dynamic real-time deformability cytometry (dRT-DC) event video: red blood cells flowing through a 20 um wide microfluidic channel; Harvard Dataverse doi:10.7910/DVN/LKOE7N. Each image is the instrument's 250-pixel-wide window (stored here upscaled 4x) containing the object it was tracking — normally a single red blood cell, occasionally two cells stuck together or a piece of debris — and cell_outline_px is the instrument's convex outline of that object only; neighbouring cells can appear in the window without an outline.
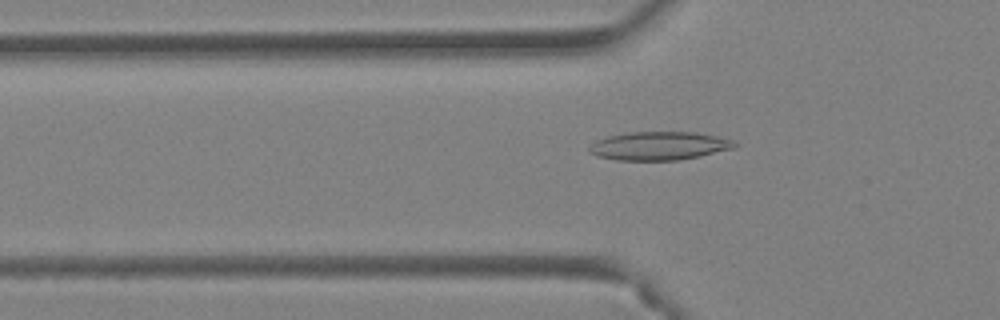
{"species": "Egyptian fruit bat (a non-hibernating species)", "species_latin": "Rousettus aegyptiacus", "temperature_condition": "warm", "stored_images_in_passage": 38, "camera_frame_rate_fps": 3000, "um_per_image_px": 0.085, "animal": {"sex": "female"}, "frame": {"image": 1, "passage_image": 8, "time_ms": 2.333, "image_size_px": [1000, 320], "cell_outline_px": [[740, 144], [736, 148], [700, 156], [676, 160], [616, 160], [596, 156], [588, 152], [588, 144], [596, 140], [608, 136], [628, 132], [692, 132], [716, 136], [732, 140]], "centroid_in_image_um": [56.0, 12.4], "position_along_channel_um": 69.8, "area_um2": 24.28}}
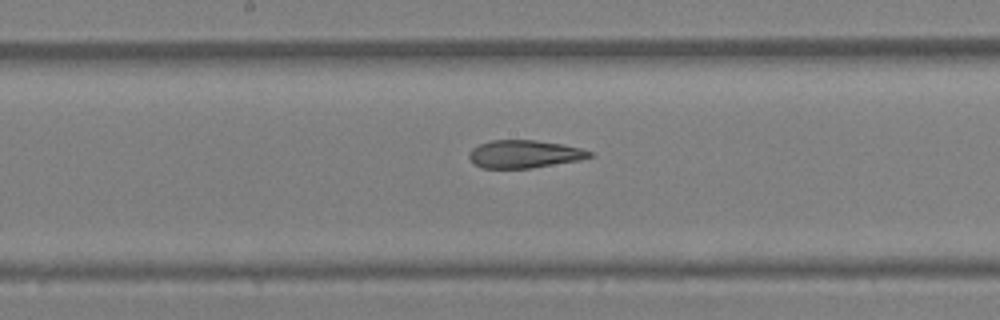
{"frame": {"image": 2, "passage_image": 17, "time_ms": 5.333, "image_size_px": [1000, 320], "cell_outline_px": [[592, 156], [580, 160], [532, 168], [484, 168], [476, 164], [468, 156], [468, 152], [472, 148], [480, 144], [492, 140], [536, 140], [560, 144], [580, 148], [592, 152]], "centroid_in_image_um": [44.56, 13.09], "position_along_channel_um": 203.6, "area_um2": 19.36}}
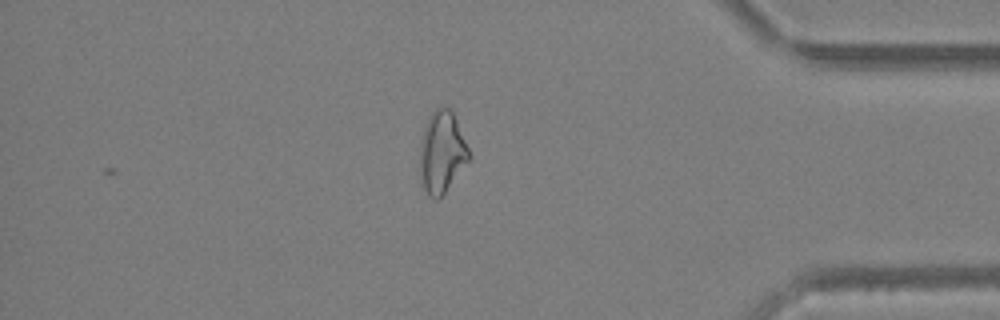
{"frame": {"image": 3, "passage_image": 32, "time_ms": 10.333, "image_size_px": [1000, 320], "cell_outline_px": [[472, 156], [444, 192], [436, 200], [428, 196], [424, 188], [420, 176], [420, 140], [428, 116], [436, 108], [448, 108], [452, 112]], "centroid_in_image_um": [37.54, 12.94], "position_along_channel_um": 397.7, "area_um2": 23.0}, "authors_computed_cell_mechanics": {"area_um2": 22.0218, "velocity_mm_per_s": 4.4634, "shape_relaxation_time_tau1_ms": null, "shape_relaxation_time_tau2_ms": 3.2352, "deformation_change_tau1": null, "deformation_change_tau2": 0.1135}}